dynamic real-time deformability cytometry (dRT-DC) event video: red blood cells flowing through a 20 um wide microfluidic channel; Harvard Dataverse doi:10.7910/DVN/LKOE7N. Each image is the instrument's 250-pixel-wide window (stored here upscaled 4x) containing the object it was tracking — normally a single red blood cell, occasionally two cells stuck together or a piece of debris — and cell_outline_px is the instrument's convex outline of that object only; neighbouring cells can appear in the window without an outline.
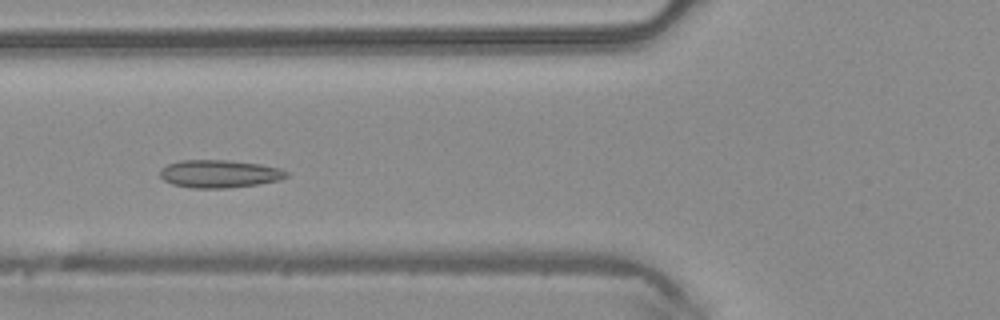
{"species": "common noctule bat (a hibernating species)", "species_latin": "Nyctalus noctula", "temperature_condition": "warm", "stored_images_in_passage": 47, "camera_frame_rate_fps": 3000, "um_per_image_px": 0.085, "animal": {"sex": "male", "body_mass_g": 20.4}, "frame": {"image": 1, "passage_image": 16, "time_ms": 5.0, "image_size_px": [1000, 320], "cell_outline_px": [[288, 176], [280, 180], [256, 184], [228, 188], [192, 188], [172, 184], [164, 180], [160, 176], [160, 168], [168, 164], [180, 160], [228, 160], [260, 164], [280, 168], [288, 172]], "centroid_in_image_um": [18.63, 14.77], "position_along_channel_um": 107.2, "area_um2": 20.52}}
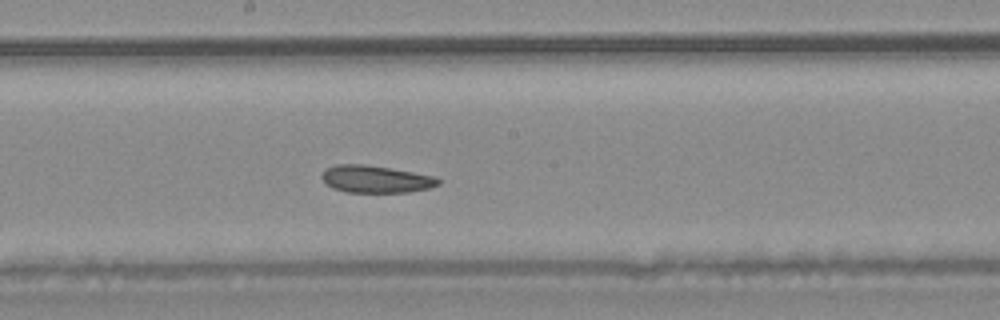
{"frame": {"image": 2, "passage_image": 24, "time_ms": 7.667, "image_size_px": [1000, 320], "cell_outline_px": [[440, 184], [428, 188], [408, 192], [348, 192], [332, 188], [324, 184], [320, 176], [324, 168], [336, 164], [364, 164], [436, 176], [440, 180]], "centroid_in_image_um": [31.88, 15.22], "position_along_channel_um": 216.3, "area_um2": 18.61}}
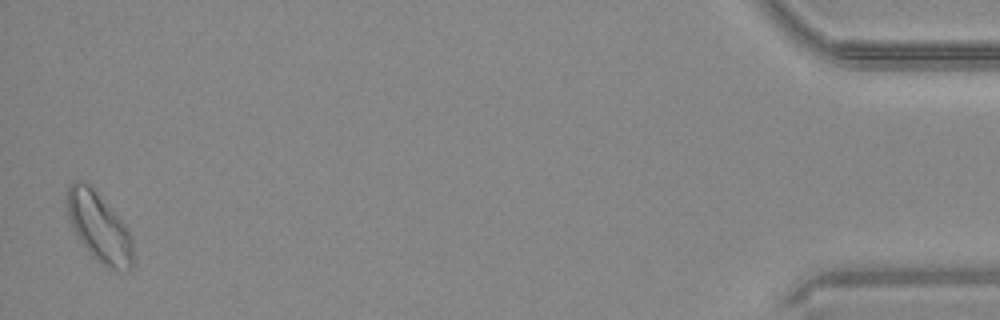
{"frame": {"image": 3, "passage_image": 46, "time_ms": 15.0, "image_size_px": [1000, 320], "cell_outline_px": [[132, 268], [128, 272], [120, 272], [108, 268], [96, 260], [88, 252], [80, 240], [68, 220], [68, 184], [72, 180], [80, 180], [88, 184], [92, 188], [128, 228], [132, 236]], "centroid_in_image_um": [8.44, 19.36], "position_along_channel_um": 426.8, "area_um2": 26.41}}